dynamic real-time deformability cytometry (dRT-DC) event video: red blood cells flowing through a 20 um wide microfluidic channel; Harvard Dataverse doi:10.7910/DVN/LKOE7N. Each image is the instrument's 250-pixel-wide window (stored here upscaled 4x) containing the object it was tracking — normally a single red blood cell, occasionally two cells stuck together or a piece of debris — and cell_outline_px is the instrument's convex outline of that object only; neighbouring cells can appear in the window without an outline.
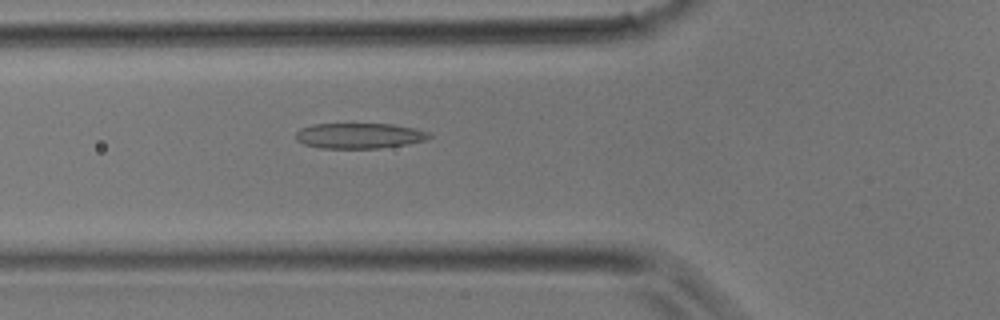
{"species": "common noctule bat (a hibernating species)", "species_latin": "Nyctalus noctula", "temperature_condition": "room temperature", "stored_images_in_passage": 31, "camera_frame_rate_fps": 3000, "um_per_image_px": 0.085, "animal": {"sex": "male", "body_mass_g": 17.9}, "frame": {"image": 1, "passage_image": 7, "time_ms": 2.0, "image_size_px": [1000, 320], "cell_outline_px": [[432, 136], [424, 140], [408, 144], [380, 148], [320, 148], [304, 144], [296, 140], [296, 132], [300, 128], [312, 124], [392, 124], [412, 128], [428, 132]], "centroid_in_image_um": [30.5, 11.54], "position_along_channel_um": 95.3, "area_um2": 19.71}}
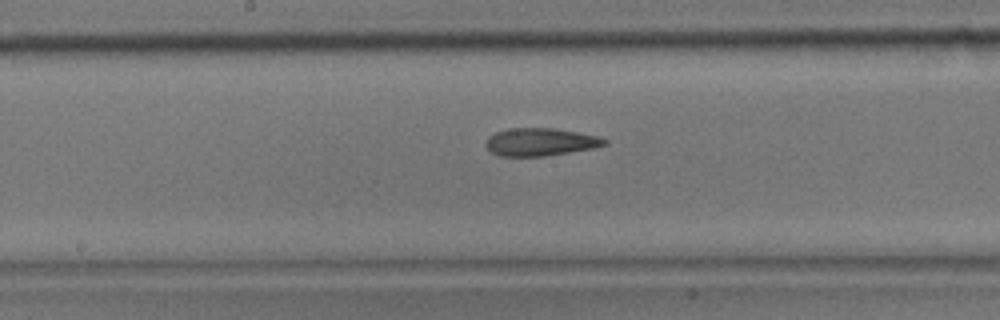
{"frame": {"image": 2, "passage_image": 13, "time_ms": 4.0, "image_size_px": [1000, 320], "cell_outline_px": [[608, 144], [592, 148], [544, 156], [500, 156], [492, 152], [484, 144], [488, 136], [496, 132], [512, 128], [556, 128], [596, 136], [608, 140]], "centroid_in_image_um": [45.91, 12.06], "position_along_channel_um": 202.3, "area_um2": 19.02}}
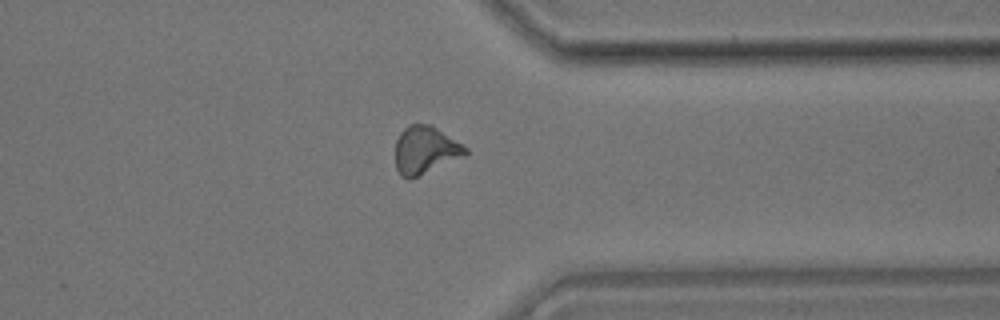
{"frame": {"image": 3, "passage_image": 23, "time_ms": 7.333, "image_size_px": [1000, 320], "cell_outline_px": [[468, 156], [408, 180], [400, 176], [396, 168], [396, 140], [400, 132], [408, 124], [428, 124], [436, 128], [468, 148]], "centroid_in_image_um": [36.16, 12.78], "position_along_channel_um": 375.2, "area_um2": 19.65}}